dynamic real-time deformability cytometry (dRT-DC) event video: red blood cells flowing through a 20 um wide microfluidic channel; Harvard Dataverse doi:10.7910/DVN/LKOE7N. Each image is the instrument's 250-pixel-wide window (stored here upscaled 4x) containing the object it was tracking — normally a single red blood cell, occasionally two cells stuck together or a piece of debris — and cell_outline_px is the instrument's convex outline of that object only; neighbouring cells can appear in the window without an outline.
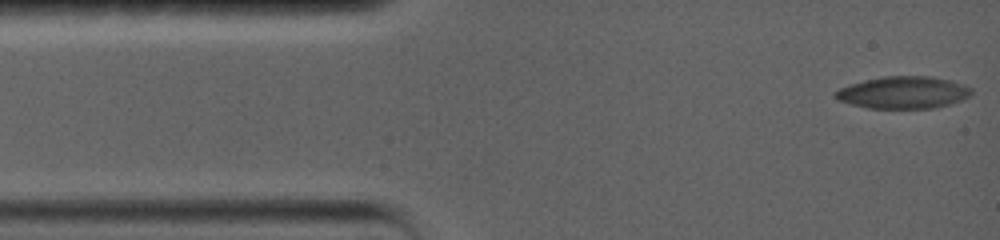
{"species": "common noctule bat (a hibernating species)", "species_latin": "Nyctalus noctula", "temperature_condition": "warm", "stored_images_in_passage": 62, "segment_of_instrument_passage": [1, 2], "camera_frame_rate_fps": 5000, "um_per_image_px": 0.085, "animal": {"sex": "female", "body_mass_g": 19.0, "forearm_length_mm": 56.7}, "frame": {"image": 1, "passage_image": 1, "time_ms": 0.0, "image_size_px": [1000, 240], "cell_outline_px": [[972, 92], [968, 96], [960, 100], [936, 108], [868, 108], [836, 100], [832, 92], [848, 84], [864, 80], [884, 76], [932, 76], [952, 80], [972, 88]], "centroid_in_image_um": [76.74, 7.85], "position_along_channel_um": 8.3, "area_um2": 25.61}}
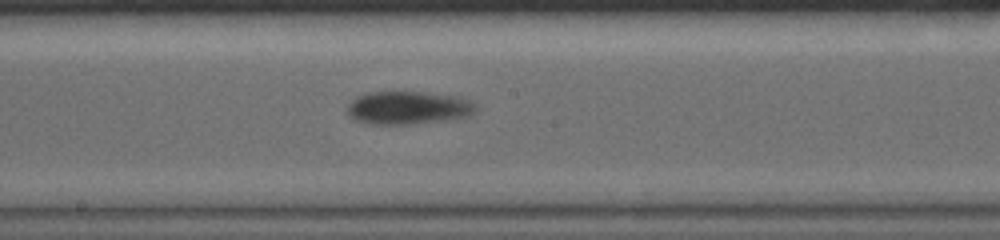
{"frame": {"image": 2, "passage_image": 26, "time_ms": 8.2, "image_size_px": [1000, 240], "cell_outline_px": [[476, 108], [468, 116], [448, 120], [408, 124], [368, 124], [356, 120], [348, 112], [348, 104], [356, 96], [368, 92], [428, 92], [460, 96], [468, 100]], "centroid_in_image_um": [34.68, 9.15], "position_along_channel_um": 213.5, "area_um2": 24.68}}
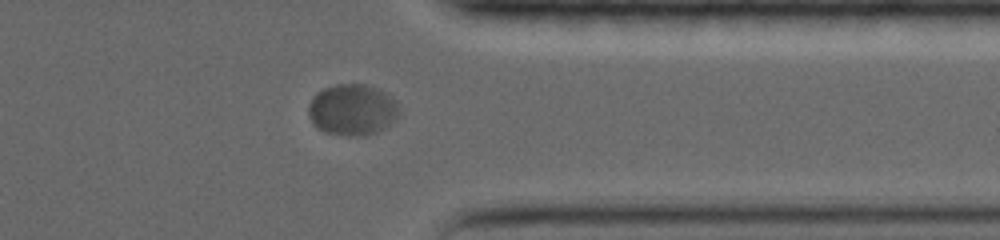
{"frame": {"image": 3, "passage_image": 44, "time_ms": 13.2, "image_size_px": [1000, 240], "cell_outline_px": [[400, 116], [376, 132], [364, 136], [348, 136], [324, 132], [316, 128], [312, 124], [308, 112], [308, 104], [312, 96], [316, 92], [324, 88], [336, 84], [364, 84], [380, 88], [392, 96], [396, 100], [400, 112]], "centroid_in_image_um": [29.94, 9.32], "position_along_channel_um": 381.5, "area_um2": 27.57}}